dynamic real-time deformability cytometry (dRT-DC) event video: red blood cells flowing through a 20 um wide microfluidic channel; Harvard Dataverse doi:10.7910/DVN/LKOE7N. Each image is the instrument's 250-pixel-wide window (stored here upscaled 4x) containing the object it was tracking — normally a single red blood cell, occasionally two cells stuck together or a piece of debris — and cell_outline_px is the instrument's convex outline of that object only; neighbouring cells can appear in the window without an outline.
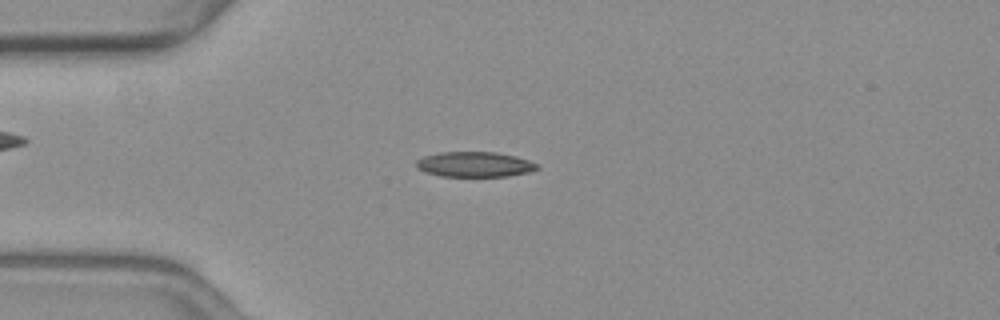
{"species": "common noctule bat (a hibernating species)", "species_latin": "Nyctalus noctula", "temperature_condition": "warm", "stored_images_in_passage": 43, "camera_frame_rate_fps": 3000, "um_per_image_px": 0.085, "animal": {"sex": "female", "body_mass_g": 19.3, "forearm_length_mm": 54.1}, "frame": {"image": 1, "passage_image": 2, "time_ms": 0.333, "image_size_px": [1000, 320], "cell_outline_px": [[540, 168], [528, 172], [508, 176], [440, 176], [424, 172], [416, 168], [416, 160], [424, 156], [440, 152], [496, 152], [516, 156], [540, 164]], "centroid_in_image_um": [40.34, 13.97], "position_along_channel_um": 44.7, "area_um2": 17.86}}
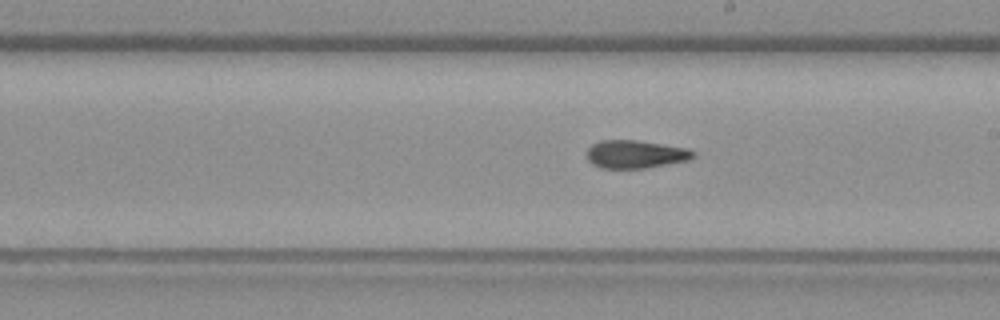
{"frame": {"image": 2, "passage_image": 19, "time_ms": 6.0, "image_size_px": [1000, 320], "cell_outline_px": [[696, 156], [688, 160], [644, 168], [600, 168], [592, 164], [588, 160], [588, 148], [592, 144], [600, 140], [636, 140], [688, 148], [696, 152]], "centroid_in_image_um": [54.02, 13.1], "position_along_channel_um": 235.0, "area_um2": 17.34}}
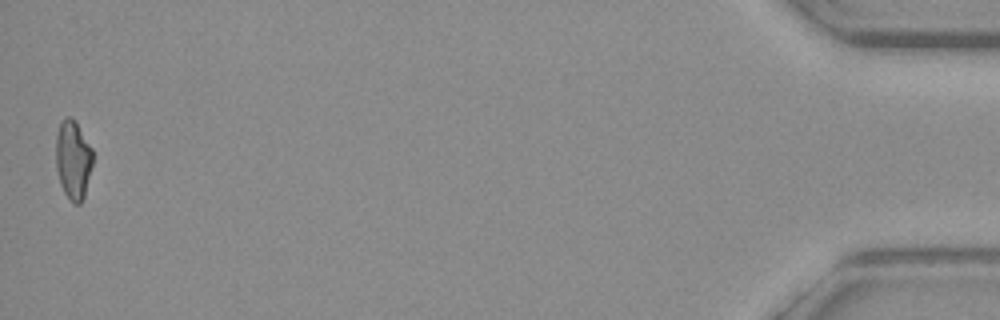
{"frame": {"image": 3, "passage_image": 43, "time_ms": 14.0, "image_size_px": [1000, 320], "cell_outline_px": [[92, 164], [84, 196], [80, 204], [72, 204], [64, 192], [60, 184], [56, 168], [56, 136], [60, 120], [64, 116], [72, 116], [76, 120], [92, 148]], "centroid_in_image_um": [6.2, 13.53], "position_along_channel_um": 429.0, "area_um2": 17.22}, "authors_computed_cell_mechanics": {"area_um2": 17.3978, "velocity_mm_per_s": 3.6803, "shape_relaxation_time_tau1_ms": null, "shape_relaxation_time_tau2_ms": 2.9494, "deformation_change_tau1": null, "deformation_change_tau2": 0.1046}}